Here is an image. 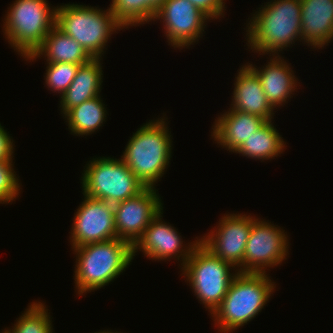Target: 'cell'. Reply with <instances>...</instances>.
I'll return each instance as SVG.
<instances>
[{
  "instance_id": "6da1fadb",
  "label": "cell",
  "mask_w": 333,
  "mask_h": 333,
  "mask_svg": "<svg viewBox=\"0 0 333 333\" xmlns=\"http://www.w3.org/2000/svg\"><path fill=\"white\" fill-rule=\"evenodd\" d=\"M247 27L246 40L252 52L278 56L295 41L301 42V2L271 0L253 14Z\"/></svg>"
},
{
  "instance_id": "7a4b0ae2",
  "label": "cell",
  "mask_w": 333,
  "mask_h": 333,
  "mask_svg": "<svg viewBox=\"0 0 333 333\" xmlns=\"http://www.w3.org/2000/svg\"><path fill=\"white\" fill-rule=\"evenodd\" d=\"M76 254L74 280L81 296L109 284L130 265L133 245L115 238L72 248Z\"/></svg>"
},
{
  "instance_id": "3957f363",
  "label": "cell",
  "mask_w": 333,
  "mask_h": 333,
  "mask_svg": "<svg viewBox=\"0 0 333 333\" xmlns=\"http://www.w3.org/2000/svg\"><path fill=\"white\" fill-rule=\"evenodd\" d=\"M149 120L130 137L121 159L145 187H155L172 157L167 118ZM168 165V166H167Z\"/></svg>"
},
{
  "instance_id": "277c9868",
  "label": "cell",
  "mask_w": 333,
  "mask_h": 333,
  "mask_svg": "<svg viewBox=\"0 0 333 333\" xmlns=\"http://www.w3.org/2000/svg\"><path fill=\"white\" fill-rule=\"evenodd\" d=\"M268 274L237 272L222 303L211 314L220 333H231L262 311L276 288Z\"/></svg>"
},
{
  "instance_id": "5b68a950",
  "label": "cell",
  "mask_w": 333,
  "mask_h": 333,
  "mask_svg": "<svg viewBox=\"0 0 333 333\" xmlns=\"http://www.w3.org/2000/svg\"><path fill=\"white\" fill-rule=\"evenodd\" d=\"M78 4H64L56 8L55 26L76 40L92 58H101L111 34L124 27L111 10H101Z\"/></svg>"
},
{
  "instance_id": "8992f818",
  "label": "cell",
  "mask_w": 333,
  "mask_h": 333,
  "mask_svg": "<svg viewBox=\"0 0 333 333\" xmlns=\"http://www.w3.org/2000/svg\"><path fill=\"white\" fill-rule=\"evenodd\" d=\"M46 0H15L3 21V33L25 59L34 53L56 23V8Z\"/></svg>"
},
{
  "instance_id": "52a82bcc",
  "label": "cell",
  "mask_w": 333,
  "mask_h": 333,
  "mask_svg": "<svg viewBox=\"0 0 333 333\" xmlns=\"http://www.w3.org/2000/svg\"><path fill=\"white\" fill-rule=\"evenodd\" d=\"M231 267L236 268L212 254L200 242L181 267L184 278L186 277V281L191 284L195 296L211 314L222 303L231 281L238 272L235 270L236 273H230Z\"/></svg>"
},
{
  "instance_id": "ba28073f",
  "label": "cell",
  "mask_w": 333,
  "mask_h": 333,
  "mask_svg": "<svg viewBox=\"0 0 333 333\" xmlns=\"http://www.w3.org/2000/svg\"><path fill=\"white\" fill-rule=\"evenodd\" d=\"M85 168L82 191L95 199L115 204L137 196L146 188L121 158L96 157Z\"/></svg>"
},
{
  "instance_id": "9c48e42d",
  "label": "cell",
  "mask_w": 333,
  "mask_h": 333,
  "mask_svg": "<svg viewBox=\"0 0 333 333\" xmlns=\"http://www.w3.org/2000/svg\"><path fill=\"white\" fill-rule=\"evenodd\" d=\"M256 218L252 224L243 258V273H266L267 267L278 266L289 254L285 230Z\"/></svg>"
},
{
  "instance_id": "30bf717a",
  "label": "cell",
  "mask_w": 333,
  "mask_h": 333,
  "mask_svg": "<svg viewBox=\"0 0 333 333\" xmlns=\"http://www.w3.org/2000/svg\"><path fill=\"white\" fill-rule=\"evenodd\" d=\"M255 219V216L241 213L224 214L217 228L215 226L216 230H211L204 234L206 236L199 238L200 243L223 261L237 266L236 271L243 272L245 247Z\"/></svg>"
},
{
  "instance_id": "8fae6325",
  "label": "cell",
  "mask_w": 333,
  "mask_h": 333,
  "mask_svg": "<svg viewBox=\"0 0 333 333\" xmlns=\"http://www.w3.org/2000/svg\"><path fill=\"white\" fill-rule=\"evenodd\" d=\"M156 19L163 20L168 45L180 49L198 42L203 36L205 23L211 20L188 0H165L153 21Z\"/></svg>"
},
{
  "instance_id": "7c38bea8",
  "label": "cell",
  "mask_w": 333,
  "mask_h": 333,
  "mask_svg": "<svg viewBox=\"0 0 333 333\" xmlns=\"http://www.w3.org/2000/svg\"><path fill=\"white\" fill-rule=\"evenodd\" d=\"M74 214L71 228V248L117 238L114 204L84 195Z\"/></svg>"
},
{
  "instance_id": "4fadbf2b",
  "label": "cell",
  "mask_w": 333,
  "mask_h": 333,
  "mask_svg": "<svg viewBox=\"0 0 333 333\" xmlns=\"http://www.w3.org/2000/svg\"><path fill=\"white\" fill-rule=\"evenodd\" d=\"M155 187H146L137 196L114 204L117 238L132 245L142 236L151 220L163 210Z\"/></svg>"
},
{
  "instance_id": "5bb4252c",
  "label": "cell",
  "mask_w": 333,
  "mask_h": 333,
  "mask_svg": "<svg viewBox=\"0 0 333 333\" xmlns=\"http://www.w3.org/2000/svg\"><path fill=\"white\" fill-rule=\"evenodd\" d=\"M162 212L163 210L151 220L142 236L133 245V256L138 250H142L144 256L146 255L150 260L166 261V259L170 260L171 258L179 260L181 257L180 261H182L183 267L200 239L197 238V240L190 242L189 247L183 246V240L176 228L174 229L169 223L162 221Z\"/></svg>"
},
{
  "instance_id": "9a60e30c",
  "label": "cell",
  "mask_w": 333,
  "mask_h": 333,
  "mask_svg": "<svg viewBox=\"0 0 333 333\" xmlns=\"http://www.w3.org/2000/svg\"><path fill=\"white\" fill-rule=\"evenodd\" d=\"M235 78L230 109L260 116L267 121L274 119L275 109L268 102L256 72L245 64Z\"/></svg>"
},
{
  "instance_id": "2e32d148",
  "label": "cell",
  "mask_w": 333,
  "mask_h": 333,
  "mask_svg": "<svg viewBox=\"0 0 333 333\" xmlns=\"http://www.w3.org/2000/svg\"><path fill=\"white\" fill-rule=\"evenodd\" d=\"M301 40L322 48L333 39V0H300Z\"/></svg>"
},
{
  "instance_id": "e0dca14e",
  "label": "cell",
  "mask_w": 333,
  "mask_h": 333,
  "mask_svg": "<svg viewBox=\"0 0 333 333\" xmlns=\"http://www.w3.org/2000/svg\"><path fill=\"white\" fill-rule=\"evenodd\" d=\"M267 120L260 116L230 109L215 119L211 138L229 152H235ZM214 127V128H213Z\"/></svg>"
},
{
  "instance_id": "ac0fdd59",
  "label": "cell",
  "mask_w": 333,
  "mask_h": 333,
  "mask_svg": "<svg viewBox=\"0 0 333 333\" xmlns=\"http://www.w3.org/2000/svg\"><path fill=\"white\" fill-rule=\"evenodd\" d=\"M275 57V58H274ZM258 75L262 89L273 108L286 104L297 89V79L290 65L280 56H272L270 62L260 69L247 63ZM298 83V84H297Z\"/></svg>"
},
{
  "instance_id": "d6986e66",
  "label": "cell",
  "mask_w": 333,
  "mask_h": 333,
  "mask_svg": "<svg viewBox=\"0 0 333 333\" xmlns=\"http://www.w3.org/2000/svg\"><path fill=\"white\" fill-rule=\"evenodd\" d=\"M100 62L101 58H92L89 62L79 66L72 83L60 97V110L63 115L74 106L100 95L103 82Z\"/></svg>"
},
{
  "instance_id": "ffe728a7",
  "label": "cell",
  "mask_w": 333,
  "mask_h": 333,
  "mask_svg": "<svg viewBox=\"0 0 333 333\" xmlns=\"http://www.w3.org/2000/svg\"><path fill=\"white\" fill-rule=\"evenodd\" d=\"M41 55L43 58L45 57L47 63L83 65L92 59L76 40L64 34L56 26L50 30L34 53L26 58V61H34L36 58L42 57Z\"/></svg>"
},
{
  "instance_id": "44dd1931",
  "label": "cell",
  "mask_w": 333,
  "mask_h": 333,
  "mask_svg": "<svg viewBox=\"0 0 333 333\" xmlns=\"http://www.w3.org/2000/svg\"><path fill=\"white\" fill-rule=\"evenodd\" d=\"M278 130L274 127L272 120L267 121L259 130L254 132L234 152L248 158L258 160H269L284 152L285 141H283Z\"/></svg>"
},
{
  "instance_id": "7402d4cb",
  "label": "cell",
  "mask_w": 333,
  "mask_h": 333,
  "mask_svg": "<svg viewBox=\"0 0 333 333\" xmlns=\"http://www.w3.org/2000/svg\"><path fill=\"white\" fill-rule=\"evenodd\" d=\"M100 95L69 109L63 116L73 135H89L99 129L106 120L107 110Z\"/></svg>"
},
{
  "instance_id": "603a6c76",
  "label": "cell",
  "mask_w": 333,
  "mask_h": 333,
  "mask_svg": "<svg viewBox=\"0 0 333 333\" xmlns=\"http://www.w3.org/2000/svg\"><path fill=\"white\" fill-rule=\"evenodd\" d=\"M5 333H53L52 320L45 304L33 302Z\"/></svg>"
},
{
  "instance_id": "cb8c5ba5",
  "label": "cell",
  "mask_w": 333,
  "mask_h": 333,
  "mask_svg": "<svg viewBox=\"0 0 333 333\" xmlns=\"http://www.w3.org/2000/svg\"><path fill=\"white\" fill-rule=\"evenodd\" d=\"M112 15L124 27L148 23V0H112Z\"/></svg>"
},
{
  "instance_id": "d4e9b609",
  "label": "cell",
  "mask_w": 333,
  "mask_h": 333,
  "mask_svg": "<svg viewBox=\"0 0 333 333\" xmlns=\"http://www.w3.org/2000/svg\"><path fill=\"white\" fill-rule=\"evenodd\" d=\"M80 65L73 63H47L45 83L51 91L62 96L72 83Z\"/></svg>"
},
{
  "instance_id": "484cf974",
  "label": "cell",
  "mask_w": 333,
  "mask_h": 333,
  "mask_svg": "<svg viewBox=\"0 0 333 333\" xmlns=\"http://www.w3.org/2000/svg\"><path fill=\"white\" fill-rule=\"evenodd\" d=\"M12 163L13 160H0V204H9L19 197L20 183Z\"/></svg>"
},
{
  "instance_id": "4316f807",
  "label": "cell",
  "mask_w": 333,
  "mask_h": 333,
  "mask_svg": "<svg viewBox=\"0 0 333 333\" xmlns=\"http://www.w3.org/2000/svg\"><path fill=\"white\" fill-rule=\"evenodd\" d=\"M210 19H220L225 12L224 0H188Z\"/></svg>"
},
{
  "instance_id": "83f0119b",
  "label": "cell",
  "mask_w": 333,
  "mask_h": 333,
  "mask_svg": "<svg viewBox=\"0 0 333 333\" xmlns=\"http://www.w3.org/2000/svg\"><path fill=\"white\" fill-rule=\"evenodd\" d=\"M0 124V160H13V139Z\"/></svg>"
},
{
  "instance_id": "f1b7e54d",
  "label": "cell",
  "mask_w": 333,
  "mask_h": 333,
  "mask_svg": "<svg viewBox=\"0 0 333 333\" xmlns=\"http://www.w3.org/2000/svg\"><path fill=\"white\" fill-rule=\"evenodd\" d=\"M165 0H148V23L154 19L156 11L163 5Z\"/></svg>"
},
{
  "instance_id": "f546056e",
  "label": "cell",
  "mask_w": 333,
  "mask_h": 333,
  "mask_svg": "<svg viewBox=\"0 0 333 333\" xmlns=\"http://www.w3.org/2000/svg\"><path fill=\"white\" fill-rule=\"evenodd\" d=\"M95 333H120V332H118V331H116V332L114 331V332H113V331H111V330H110V331H109V330H107V331L103 330V331L95 332Z\"/></svg>"
}]
</instances>
